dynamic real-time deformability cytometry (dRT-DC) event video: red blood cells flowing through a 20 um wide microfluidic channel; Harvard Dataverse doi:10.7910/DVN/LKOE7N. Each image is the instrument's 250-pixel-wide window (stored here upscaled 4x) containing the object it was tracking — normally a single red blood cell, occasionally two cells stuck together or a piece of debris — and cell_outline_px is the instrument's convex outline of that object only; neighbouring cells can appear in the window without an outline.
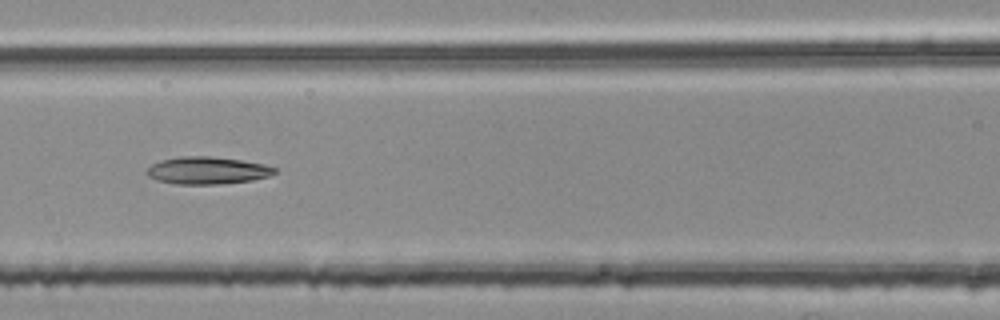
{"species": "common noctule bat (a hibernating species)", "species_latin": "Nyctalus noctula", "temperature_condition": "room temperature", "stored_images_in_passage": 42, "camera_frame_rate_fps": 3000, "um_per_image_px": 0.085, "animal": {"sex": "female", "body_mass_g": 25.1}, "frame": {"image": 1, "passage_image": 11, "time_ms": 3.333, "image_size_px": [1000, 320], "cell_outline_px": [[276, 172], [268, 176], [252, 180], [220, 184], [176, 184], [156, 180], [148, 176], [144, 172], [152, 164], [160, 160], [184, 156], [208, 156], [240, 160], [264, 164], [276, 168]], "centroid_in_image_um": [17.59, 14.49], "position_along_channel_um": 149.0, "area_um2": 20.29}}
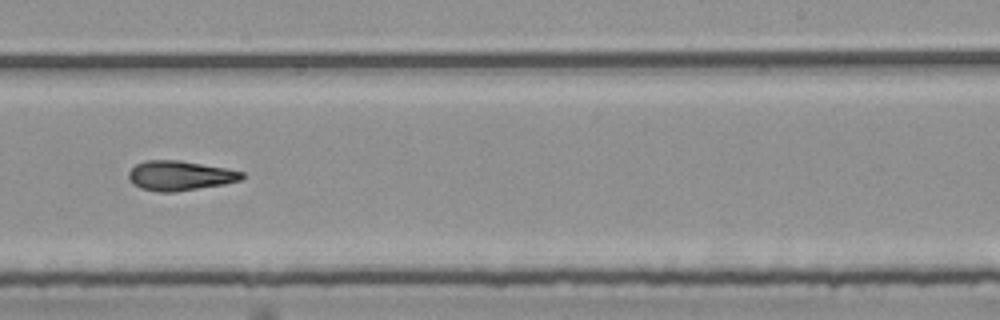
{"frame": {"image": 2, "passage_image": 21, "time_ms": 6.667, "image_size_px": [1000, 320], "cell_outline_px": [[244, 176], [240, 180], [224, 184], [176, 192], [156, 192], [140, 188], [132, 184], [128, 180], [128, 172], [136, 164], [148, 160], [180, 160], [224, 168], [244, 172]], "centroid_in_image_um": [15.24, 14.94], "position_along_channel_um": 273.8, "area_um2": 19.65}}
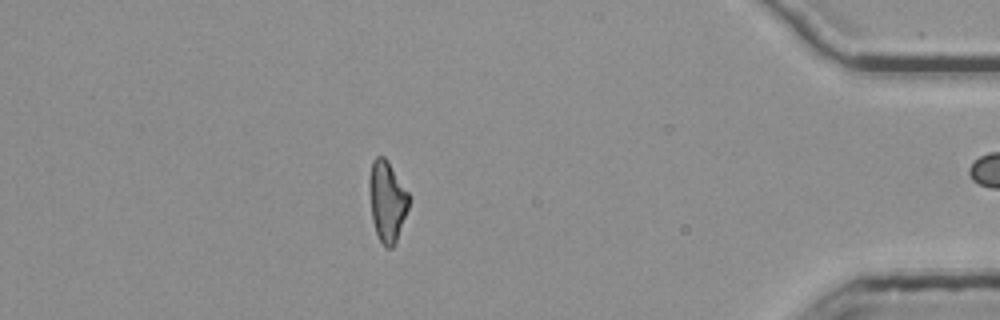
{"frame": {"image": 3, "passage_image": 35, "time_ms": 11.333, "image_size_px": [1000, 320], "cell_outline_px": [[408, 208], [396, 244], [392, 248], [384, 248], [376, 232], [372, 220], [368, 188], [368, 180], [372, 160], [376, 156], [384, 156], [388, 160], [408, 192]], "centroid_in_image_um": [32.88, 17.1], "position_along_channel_um": 402.3, "area_um2": 18.84}, "authors_computed_cell_mechanics": {"area_um2": 19.363, "velocity_mm_per_s": 3.7518, "shape_relaxation_time_tau1_ms": null, "shape_relaxation_time_tau2_ms": 11.2504, "deformation_change_tau1": null, "deformation_change_tau2": 0.2544}}